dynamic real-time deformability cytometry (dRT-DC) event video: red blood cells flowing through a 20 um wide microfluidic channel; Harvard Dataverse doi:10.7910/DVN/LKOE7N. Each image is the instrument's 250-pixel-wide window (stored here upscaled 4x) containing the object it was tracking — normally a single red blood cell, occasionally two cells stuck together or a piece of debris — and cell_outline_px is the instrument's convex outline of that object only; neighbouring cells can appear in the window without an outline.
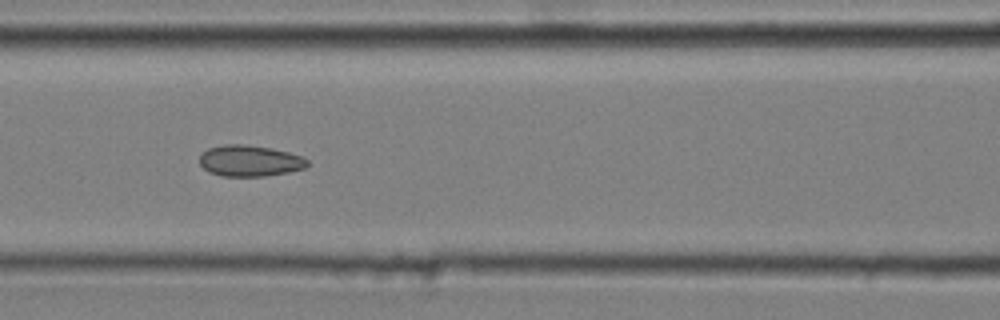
{"species": "common noctule bat (a hibernating species)", "species_latin": "Nyctalus noctula", "temperature_condition": "cold", "stored_images_in_passage": 9, "camera_frame_rate_fps": 3000, "um_per_image_px": 0.085, "animal": {"sex": "male", "body_mass_g": 20.4}, "frame": {"image": 1, "passage_image": 6, "time_ms": 1.667, "image_size_px": [1000, 320], "cell_outline_px": [[308, 164], [304, 168], [288, 172], [264, 176], [224, 176], [208, 172], [200, 164], [200, 156], [208, 148], [224, 144], [244, 144], [272, 148], [304, 156], [308, 160]], "centroid_in_image_um": [21.24, 13.66], "position_along_channel_um": 145.4, "area_um2": 19.59}}
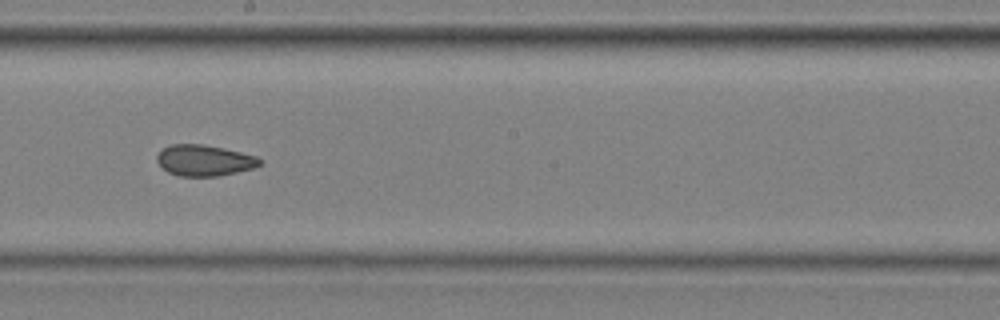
{"frame": {"image": 2, "passage_image": 8, "time_ms": 2.333, "image_size_px": [1000, 320], "cell_outline_px": [[264, 164], [252, 168], [220, 176], [180, 176], [168, 172], [156, 160], [156, 156], [164, 148], [172, 144], [204, 144], [224, 148], [256, 156], [264, 160]], "centroid_in_image_um": [17.41, 13.63], "position_along_channel_um": 230.8, "area_um2": 18.61}}
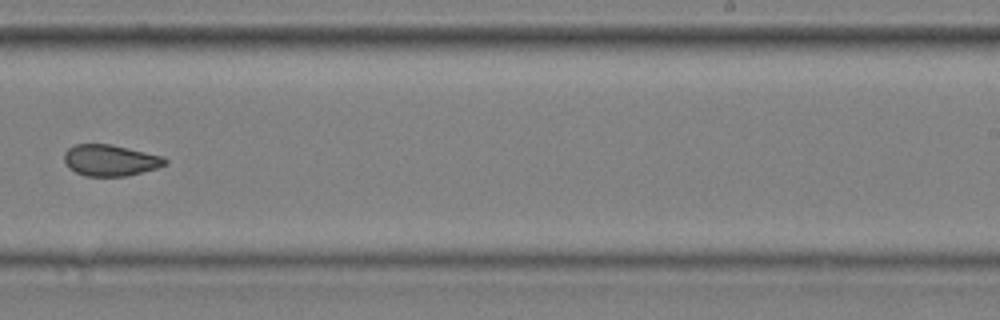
{"frame": {"image": 3, "passage_image": 9, "time_ms": 2.667, "image_size_px": [1000, 320], "cell_outline_px": [[168, 164], [156, 168], [124, 176], [84, 176], [68, 168], [64, 160], [64, 152], [68, 148], [76, 144], [112, 144], [164, 156], [168, 160]], "centroid_in_image_um": [9.37, 13.61], "position_along_channel_um": 279.6, "area_um2": 18.5}}